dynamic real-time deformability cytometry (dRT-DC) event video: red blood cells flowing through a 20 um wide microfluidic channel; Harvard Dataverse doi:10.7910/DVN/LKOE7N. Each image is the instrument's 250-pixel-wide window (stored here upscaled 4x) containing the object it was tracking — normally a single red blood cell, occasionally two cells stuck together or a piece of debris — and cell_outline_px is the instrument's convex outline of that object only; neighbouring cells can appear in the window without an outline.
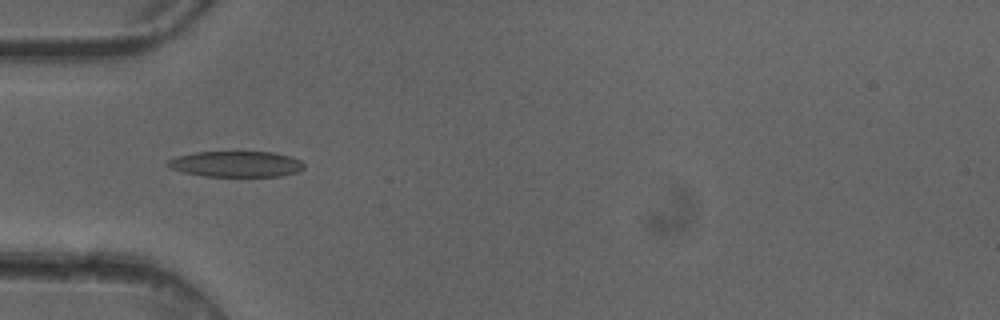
{"species": "common noctule bat (a hibernating species)", "species_latin": "Nyctalus noctula", "temperature_condition": "cold", "stored_images_in_passage": 4, "camera_frame_rate_fps": 3000, "um_per_image_px": 0.085, "animal": {"sex": "female"}, "frame": {"image": 1, "passage_image": 3, "time_ms": 0.667, "image_size_px": [1000, 320], "cell_outline_px": [[304, 168], [296, 172], [280, 176], [204, 176], [184, 172], [168, 168], [164, 164], [168, 160], [176, 156], [192, 152], [272, 152], [288, 156], [300, 160], [304, 164]], "centroid_in_image_um": [20.01, 13.94], "position_along_channel_um": 65.0, "area_um2": 20.52}}
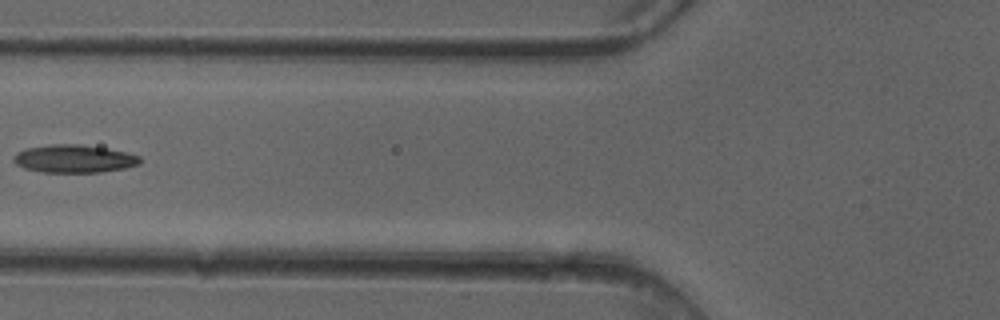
{"frame": {"image": 2, "passage_image": 4, "time_ms": 1.0, "image_size_px": [1000, 320], "cell_outline_px": [[144, 160], [140, 164], [124, 168], [100, 172], [40, 172], [24, 168], [16, 164], [12, 160], [12, 156], [16, 152], [28, 148], [48, 144], [80, 144], [104, 148], [124, 152], [140, 156]], "centroid_in_image_um": [6.27, 13.49], "position_along_channel_um": 119.5, "area_um2": 20.63}}